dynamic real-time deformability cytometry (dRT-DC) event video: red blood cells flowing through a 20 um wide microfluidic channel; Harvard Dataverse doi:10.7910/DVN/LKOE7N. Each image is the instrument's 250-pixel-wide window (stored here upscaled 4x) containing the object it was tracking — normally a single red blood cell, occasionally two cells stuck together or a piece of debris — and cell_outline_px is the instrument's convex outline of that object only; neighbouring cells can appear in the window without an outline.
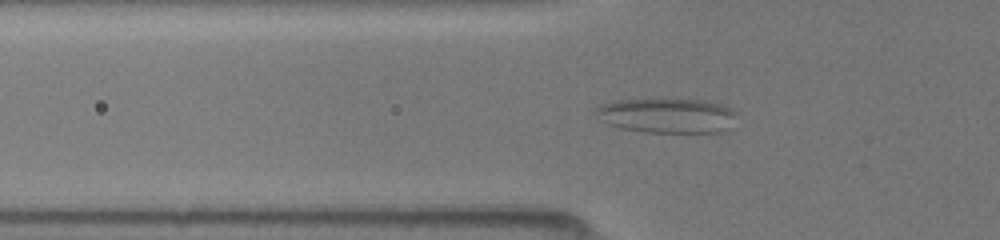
{"species": "common noctule bat (a hibernating species)", "species_latin": "Nyctalus noctula", "temperature_condition": "room temperature", "stored_images_in_passage": 51, "camera_frame_rate_fps": 3000, "um_per_image_px": 0.085, "animal": {"sex": "female", "body_mass_g": 19.5, "forearm_length_mm": 54.1}, "frame": {"image": 1, "passage_image": 18, "time_ms": 5.667, "image_size_px": [1000, 240], "cell_outline_px": [[732, 112], [728, 128], [720, 132], [648, 132], [620, 128], [608, 124], [600, 120], [596, 112], [596, 108], [600, 104], [616, 100], [704, 100], [720, 104], [728, 108]], "centroid_in_image_um": [56.59, 9.83], "position_along_channel_um": 69.2, "area_um2": 27.74}}
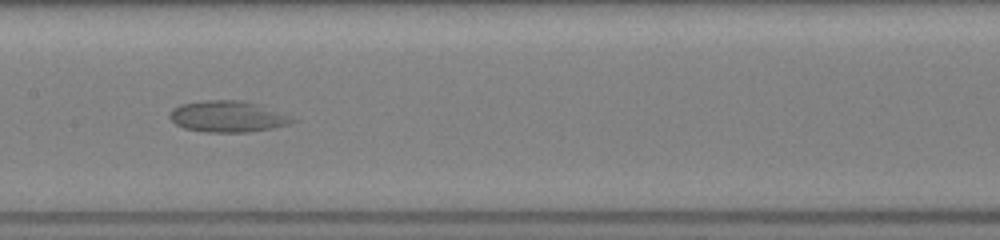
{"frame": {"image": 2, "passage_image": 27, "time_ms": 8.667, "image_size_px": [1000, 240], "cell_outline_px": [[296, 120], [288, 124], [272, 128], [248, 132], [204, 132], [184, 128], [176, 124], [168, 116], [172, 108], [180, 104], [204, 100], [244, 100], [260, 104]], "centroid_in_image_um": [19.29, 9.89], "position_along_channel_um": 188.1, "area_um2": 22.25}}
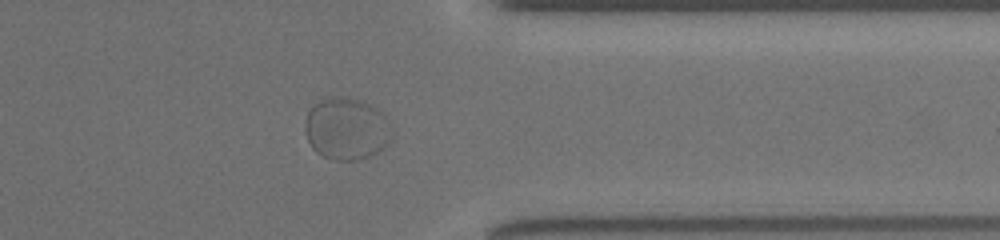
{"frame": {"image": 3, "passage_image": 42, "time_ms": 13.667, "image_size_px": [1000, 240], "cell_outline_px": [[392, 140], [376, 156], [356, 160], [332, 160], [316, 152], [312, 148], [308, 140], [304, 128], [304, 124], [308, 112], [320, 100], [332, 96], [344, 96], [372, 104], [384, 112], [392, 120]], "centroid_in_image_um": [29.54, 10.95], "position_along_channel_um": 381.9, "area_um2": 32.37}}